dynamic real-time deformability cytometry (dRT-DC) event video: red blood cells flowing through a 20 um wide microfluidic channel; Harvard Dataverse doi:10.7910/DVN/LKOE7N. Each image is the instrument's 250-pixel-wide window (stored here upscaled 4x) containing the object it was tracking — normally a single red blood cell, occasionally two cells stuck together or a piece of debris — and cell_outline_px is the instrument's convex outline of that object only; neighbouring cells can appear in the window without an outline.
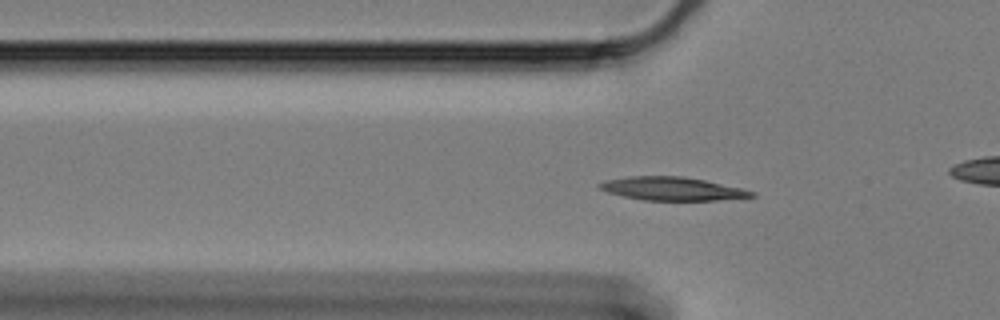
{"species": "Egyptian fruit bat (a non-hibernating species)", "species_latin": "Rousettus aegyptiacus", "temperature_condition": "cold", "stored_images_in_passage": 53, "camera_frame_rate_fps": 3000, "um_per_image_px": 0.085, "animal": {"sex": "female"}, "frame": {"image": 1, "passage_image": 11, "time_ms": 3.333, "image_size_px": [1000, 320], "cell_outline_px": [[756, 196], [716, 200], [644, 200], [624, 196], [608, 192], [600, 188], [596, 184], [608, 180], [628, 176], [684, 176], [704, 180], [740, 188], [756, 192]], "centroid_in_image_um": [57.13, 16.04], "position_along_channel_um": 68.7, "area_um2": 20.4}}
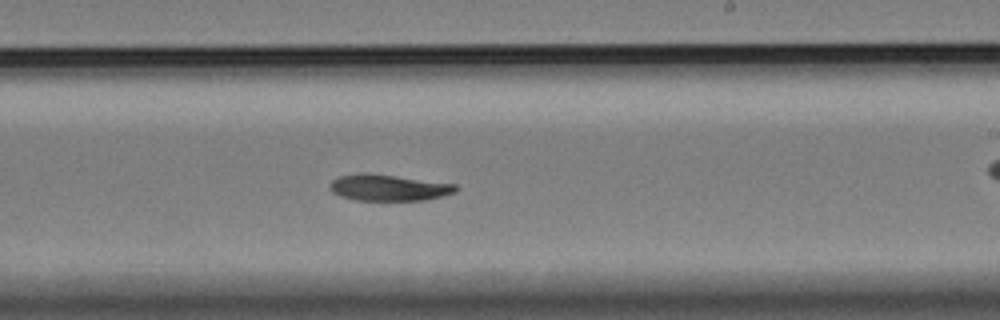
{"frame": {"image": 2, "passage_image": 28, "time_ms": 9.0, "image_size_px": [1000, 320], "cell_outline_px": [[460, 188], [456, 192], [424, 200], [356, 200], [340, 196], [332, 192], [328, 188], [328, 184], [332, 180], [340, 176], [364, 172], [456, 184]], "centroid_in_image_um": [32.99, 15.95], "position_along_channel_um": 256.0, "area_um2": 19.25}}
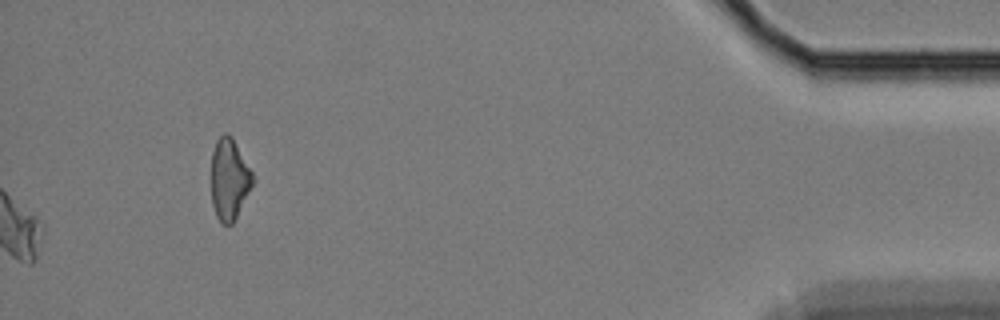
{"frame": {"image": 3, "passage_image": 53, "time_ms": 17.333, "image_size_px": [1000, 320], "cell_outline_px": [[256, 180], [232, 224], [220, 224], [216, 216], [212, 204], [212, 152], [216, 140], [224, 132], [228, 132], [232, 136], [252, 172]], "centroid_in_image_um": [19.5, 15.22], "position_along_channel_um": 415.7, "area_um2": 19.77}, "authors_computed_cell_mechanics": {"area_um2": 19.7098, "velocity_mm_per_s": 3.3113, "shape_relaxation_time_tau1_ms": 6.8641, "shape_relaxation_time_tau2_ms": null, "deformation_change_tau1": 0.1402, "deformation_change_tau2": null}}